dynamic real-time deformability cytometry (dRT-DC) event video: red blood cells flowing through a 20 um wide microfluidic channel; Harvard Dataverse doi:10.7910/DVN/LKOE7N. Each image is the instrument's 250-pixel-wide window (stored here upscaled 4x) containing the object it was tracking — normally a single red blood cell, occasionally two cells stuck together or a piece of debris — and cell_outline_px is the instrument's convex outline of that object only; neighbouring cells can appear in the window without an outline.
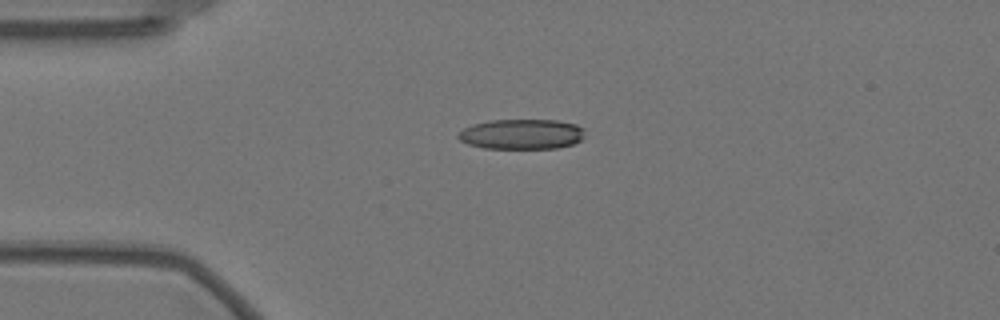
{"species": "Egyptian fruit bat (a non-hibernating species)", "species_latin": "Rousettus aegyptiacus", "temperature_condition": "warm", "stored_images_in_passage": 45, "camera_frame_rate_fps": 3000, "um_per_image_px": 0.085, "animal": {"sex": "female"}, "frame": {"image": 1, "passage_image": 1, "time_ms": 0.0, "image_size_px": [1000, 320], "cell_outline_px": [[584, 136], [580, 140], [572, 144], [556, 148], [484, 148], [468, 144], [460, 140], [456, 136], [464, 128], [472, 124], [488, 120], [556, 120], [576, 124], [584, 128]], "centroid_in_image_um": [44.33, 11.39], "position_along_channel_um": 40.7, "area_um2": 22.25}}
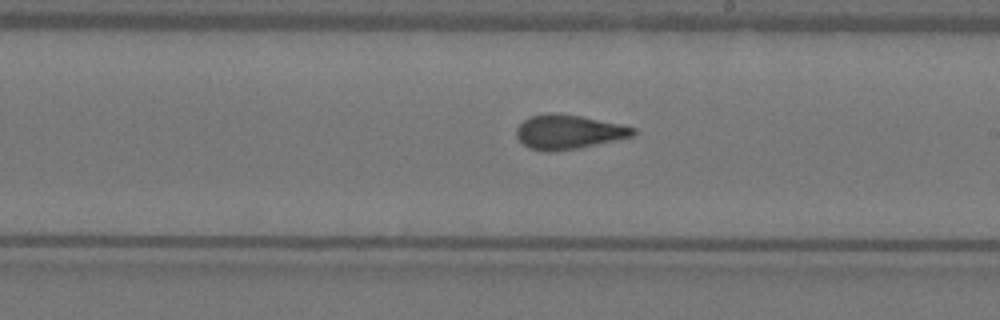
{"frame": {"image": 2, "passage_image": 20, "time_ms": 6.333, "image_size_px": [1000, 320], "cell_outline_px": [[636, 132], [632, 136], [576, 148], [548, 152], [532, 148], [524, 144], [516, 136], [516, 128], [524, 120], [532, 116], [552, 112], [580, 116], [620, 124], [636, 128]], "centroid_in_image_um": [48.3, 11.2], "position_along_channel_um": 240.7, "area_um2": 22.77}}
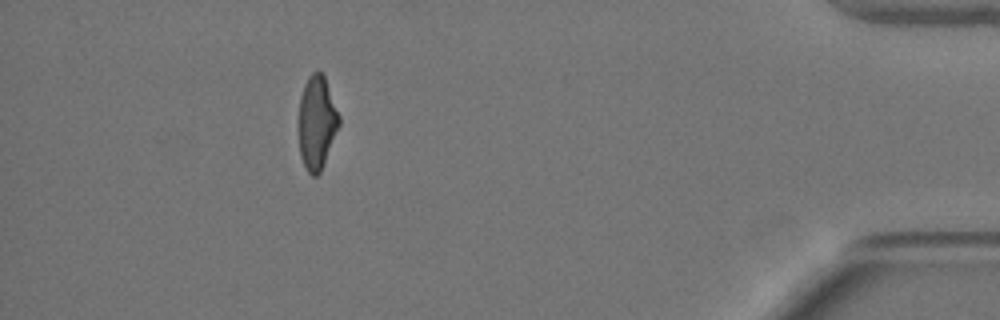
{"frame": {"image": 3, "passage_image": 39, "time_ms": 12.667, "image_size_px": [1000, 320], "cell_outline_px": [[340, 124], [320, 172], [316, 176], [312, 176], [308, 172], [300, 156], [300, 96], [304, 84], [308, 76], [312, 72], [320, 72], [324, 76], [340, 116]], "centroid_in_image_um": [26.94, 10.4], "position_along_channel_um": 408.3, "area_um2": 21.56}, "authors_computed_cell_mechanics": {"area_um2": 22.8888, "velocity_mm_per_s": 3.5428, "shape_relaxation_time_tau1_ms": null, "shape_relaxation_time_tau2_ms": 1.5065, "deformation_change_tau1": null, "deformation_change_tau2": 0.0982}}